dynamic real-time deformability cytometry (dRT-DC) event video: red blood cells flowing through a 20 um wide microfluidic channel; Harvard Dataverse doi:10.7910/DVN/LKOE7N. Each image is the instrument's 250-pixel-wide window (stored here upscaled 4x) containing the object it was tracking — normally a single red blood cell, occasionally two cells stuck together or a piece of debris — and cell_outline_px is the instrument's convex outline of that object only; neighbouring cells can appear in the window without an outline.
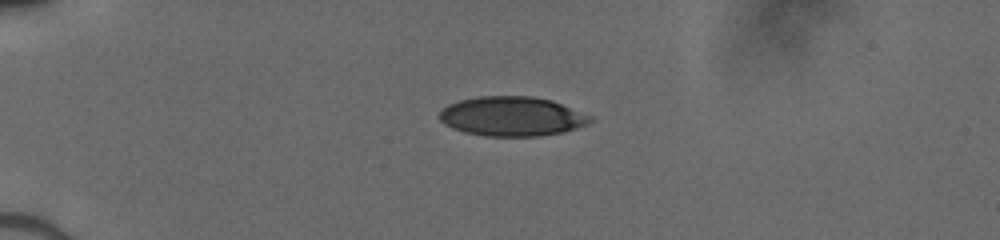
{"species": "human", "species_latin": "Homo sapiens", "temperature_condition": "cold", "stored_images_in_passage": 38, "camera_frame_rate_fps": 3000, "um_per_image_px": 0.085, "donor": {"sex": "male"}, "frame": {"image": 1, "passage_image": 1, "time_ms": 0.0, "image_size_px": [1000, 240], "cell_outline_px": [[592, 120], [588, 124], [564, 132], [540, 136], [484, 136], [464, 132], [452, 128], [444, 124], [440, 120], [440, 112], [448, 104], [460, 100], [480, 96], [532, 96], [552, 100], [592, 116]], "centroid_in_image_um": [43.52, 9.89], "position_along_channel_um": 41.5, "area_um2": 34.74}}
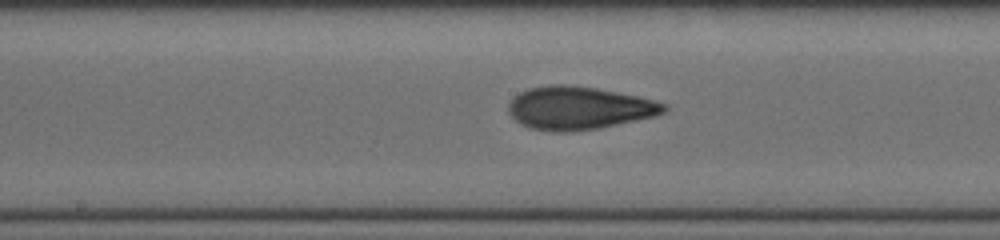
{"frame": {"image": 2, "passage_image": 16, "time_ms": 5.0, "image_size_px": [1000, 240], "cell_outline_px": [[668, 108], [664, 112], [656, 116], [600, 128], [568, 132], [552, 132], [528, 128], [520, 124], [508, 112], [508, 104], [512, 96], [528, 88], [548, 84], [564, 84], [596, 88], [636, 96], [668, 104]], "centroid_in_image_um": [49.17, 9.19], "position_along_channel_um": 199.0, "area_um2": 39.25}}
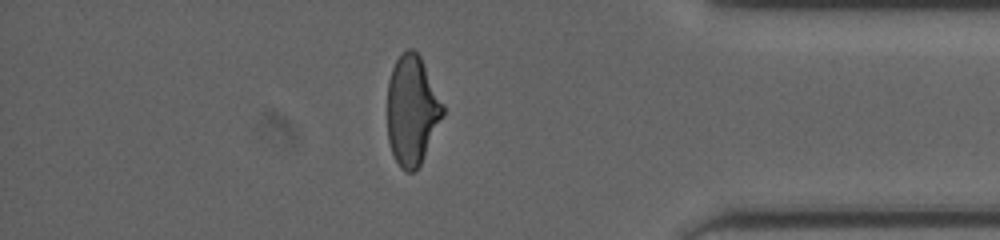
{"frame": {"image": 3, "passage_image": 32, "time_ms": 10.333, "image_size_px": [1000, 240], "cell_outline_px": [[444, 116], [420, 164], [412, 172], [408, 172], [400, 168], [392, 152], [388, 140], [388, 80], [392, 68], [396, 60], [408, 48], [412, 48], [420, 56], [444, 104]], "centroid_in_image_um": [35.03, 9.37], "position_along_channel_um": 400.2, "area_um2": 35.32}}